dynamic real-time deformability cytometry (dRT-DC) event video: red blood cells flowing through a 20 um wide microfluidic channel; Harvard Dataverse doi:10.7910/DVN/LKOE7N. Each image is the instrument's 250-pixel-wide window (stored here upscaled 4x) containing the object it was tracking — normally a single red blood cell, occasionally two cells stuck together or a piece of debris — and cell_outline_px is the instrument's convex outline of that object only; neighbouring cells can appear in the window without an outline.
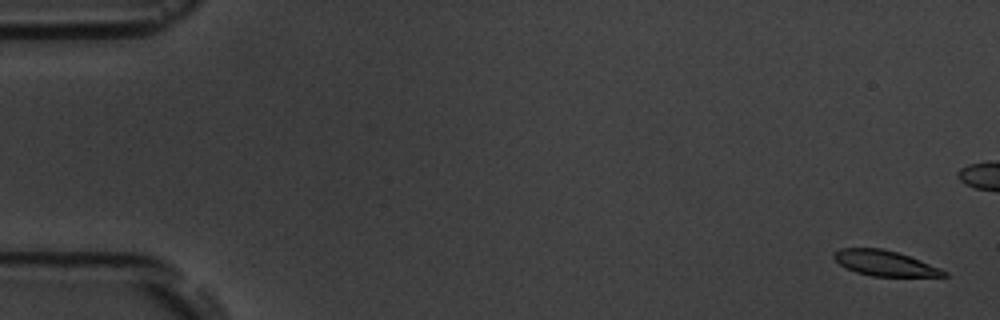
{"species": "common noctule bat (a hibernating species)", "species_latin": "Nyctalus noctula", "temperature_condition": "room temperature", "stored_images_in_passage": 9, "segment_of_instrument_passage": [1, 2], "camera_frame_rate_fps": 3000, "um_per_image_px": 0.085, "animal": {"sex": "male", "body_mass_g": 19.5, "forearm_length_mm": 54.6}, "frame": {"image": 1, "passage_image": 1, "time_ms": 0.0, "image_size_px": [1000, 320], "cell_outline_px": [[948, 276], [872, 276], [856, 272], [840, 264], [832, 256], [840, 248], [880, 248], [896, 252], [920, 260], [940, 268], [948, 272]], "centroid_in_image_um": [75.22, 22.37], "position_along_channel_um": 9.8, "area_um2": 15.95}}
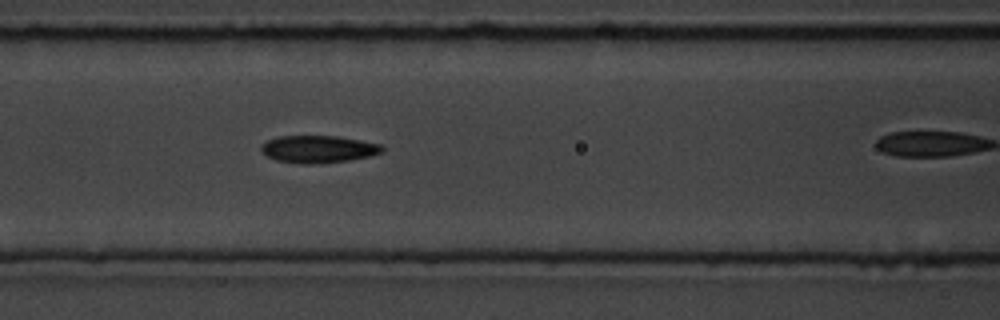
{"frame": {"image": 2, "passage_image": 8, "time_ms": 9.0, "image_size_px": [1000, 320], "cell_outline_px": [[384, 152], [368, 156], [348, 160], [320, 164], [300, 164], [276, 160], [268, 156], [260, 148], [268, 140], [280, 136], [336, 136], [360, 140], [380, 144], [384, 148]], "centroid_in_image_um": [27.08, 12.68], "position_along_channel_um": 139.5, "area_um2": 19.13}}